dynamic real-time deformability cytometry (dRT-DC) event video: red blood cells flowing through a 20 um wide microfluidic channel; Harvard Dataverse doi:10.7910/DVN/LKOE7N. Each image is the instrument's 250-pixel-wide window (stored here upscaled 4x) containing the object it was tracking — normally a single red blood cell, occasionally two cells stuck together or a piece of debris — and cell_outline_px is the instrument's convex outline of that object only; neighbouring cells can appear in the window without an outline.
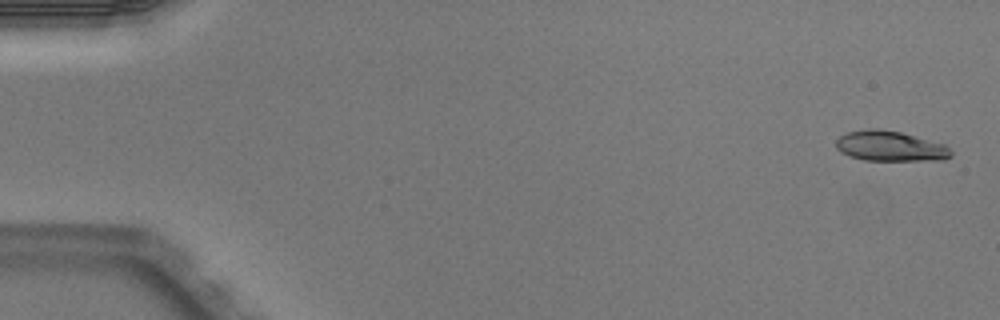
{"species": "Egyptian fruit bat (a non-hibernating species)", "species_latin": "Rousettus aegyptiacus", "temperature_condition": "warm", "stored_images_in_passage": 5, "camera_frame_rate_fps": 3000, "um_per_image_px": 0.085, "animal": {"sex": "male"}, "frame": {"image": 1, "passage_image": 1, "time_ms": 0.0, "image_size_px": [1000, 320], "cell_outline_px": [[952, 156], [944, 160], [864, 160], [840, 152], [836, 148], [836, 140], [840, 136], [848, 132], [868, 128], [876, 128], [900, 132], [944, 144], [952, 152]], "centroid_in_image_um": [75.66, 12.42], "position_along_channel_um": 9.3, "area_um2": 20.11}}
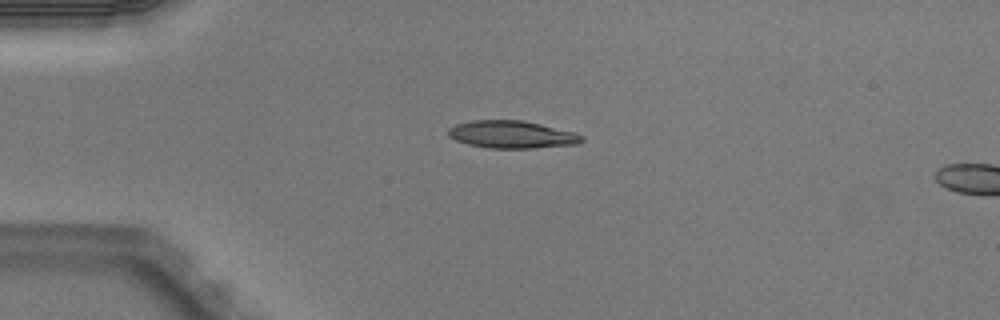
{"frame": {"image": 2, "passage_image": 4, "time_ms": 1.0, "image_size_px": [1000, 320], "cell_outline_px": [[584, 140], [580, 144], [536, 148], [488, 148], [468, 144], [456, 140], [448, 136], [448, 128], [456, 124], [472, 120], [524, 120], [576, 132], [584, 136]], "centroid_in_image_um": [43.55, 11.43], "position_along_channel_um": 41.4, "area_um2": 21.68}}